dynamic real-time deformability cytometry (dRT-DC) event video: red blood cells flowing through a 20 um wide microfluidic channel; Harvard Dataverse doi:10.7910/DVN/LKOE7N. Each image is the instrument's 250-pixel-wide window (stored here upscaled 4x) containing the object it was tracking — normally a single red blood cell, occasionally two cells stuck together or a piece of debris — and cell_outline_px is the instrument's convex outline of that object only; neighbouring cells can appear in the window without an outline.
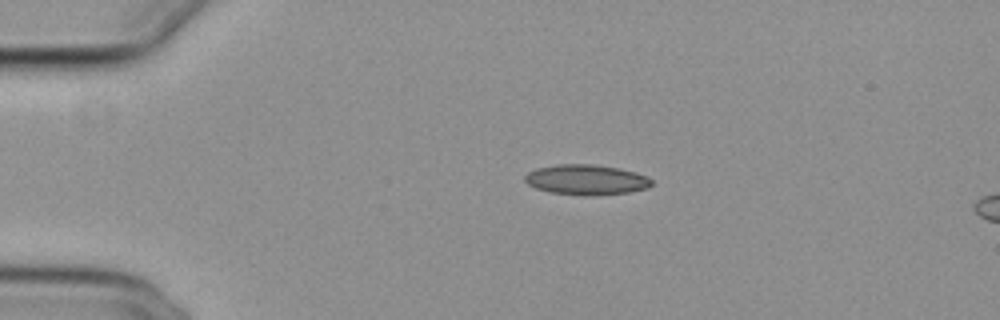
{"species": "common noctule bat (a hibernating species)", "species_latin": "Nyctalus noctula", "temperature_condition": "cold", "stored_images_in_passage": 15, "camera_frame_rate_fps": 3000, "um_per_image_px": 0.085, "animal": {"sex": "female", "body_mass_g": 29.2, "forearm_length_mm": 56.3}, "frame": {"image": 1, "passage_image": 9, "time_ms": 2.667, "image_size_px": [1000, 320], "cell_outline_px": [[652, 184], [648, 188], [628, 192], [552, 192], [536, 188], [528, 184], [524, 180], [524, 176], [528, 172], [536, 168], [556, 164], [592, 164], [616, 168], [636, 172], [648, 176], [652, 180]], "centroid_in_image_um": [49.82, 15.21], "position_along_channel_um": 35.2, "area_um2": 21.15}}